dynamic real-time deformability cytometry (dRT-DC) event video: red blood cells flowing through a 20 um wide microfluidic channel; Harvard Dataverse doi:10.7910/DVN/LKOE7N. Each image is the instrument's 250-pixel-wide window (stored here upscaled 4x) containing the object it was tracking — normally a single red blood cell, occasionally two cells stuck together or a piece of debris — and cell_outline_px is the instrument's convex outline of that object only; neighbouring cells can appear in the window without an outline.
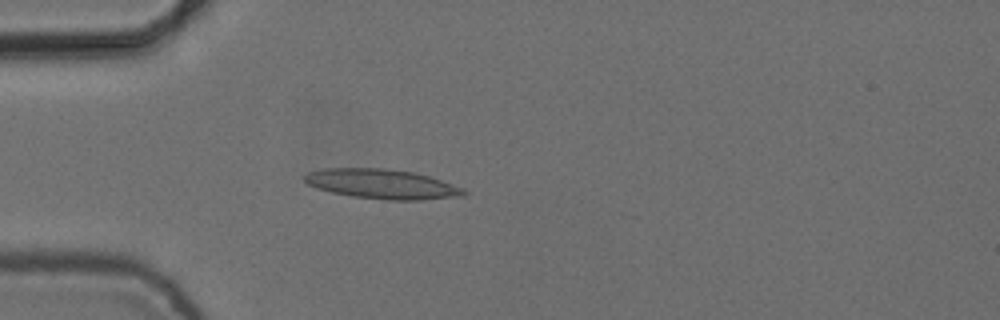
{"species": "common noctule bat (a hibernating species)", "species_latin": "Nyctalus noctula", "temperature_condition": "cold", "stored_images_in_passage": 3, "camera_frame_rate_fps": 3000, "um_per_image_px": 0.085, "animal": {"sex": "female", "body_mass_g": 24.6, "forearm_length_mm": 56.2}, "frame": {"image": 1, "passage_image": 3, "time_ms": 0.667, "image_size_px": [1000, 320], "cell_outline_px": [[468, 192], [464, 196], [420, 200], [388, 200], [352, 196], [332, 192], [316, 188], [308, 184], [304, 180], [304, 176], [308, 172], [320, 168], [384, 168], [412, 172], [428, 176], [464, 188]], "centroid_in_image_um": [32.46, 15.64], "position_along_channel_um": 52.5, "area_um2": 27.51}}